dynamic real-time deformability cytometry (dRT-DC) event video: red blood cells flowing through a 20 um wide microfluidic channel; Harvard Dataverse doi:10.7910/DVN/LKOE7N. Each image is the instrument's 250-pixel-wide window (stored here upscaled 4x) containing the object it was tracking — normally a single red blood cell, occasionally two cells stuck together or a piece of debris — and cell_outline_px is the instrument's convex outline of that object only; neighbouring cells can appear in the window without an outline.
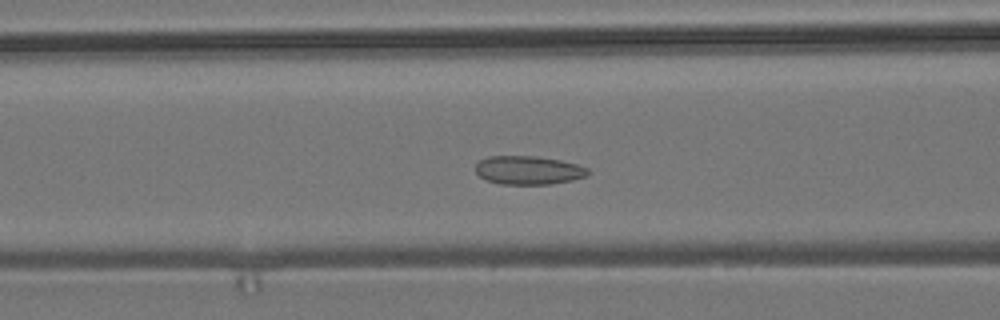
{"species": "common noctule bat (a hibernating species)", "species_latin": "Nyctalus noctula", "temperature_condition": "room temperature", "stored_images_in_passage": 53, "camera_frame_rate_fps": 3000, "um_per_image_px": 0.085, "animal": {"sex": "male", "body_mass_g": 19.2, "forearm_length_mm": 51.8}, "frame": {"image": 1, "passage_image": 20, "time_ms": 6.333, "image_size_px": [1000, 320], "cell_outline_px": [[588, 172], [584, 176], [572, 180], [548, 184], [500, 184], [484, 180], [476, 172], [476, 164], [480, 160], [488, 156], [536, 156], [560, 160], [576, 164], [588, 168]], "centroid_in_image_um": [44.86, 14.46], "position_along_channel_um": 121.7, "area_um2": 18.61}}
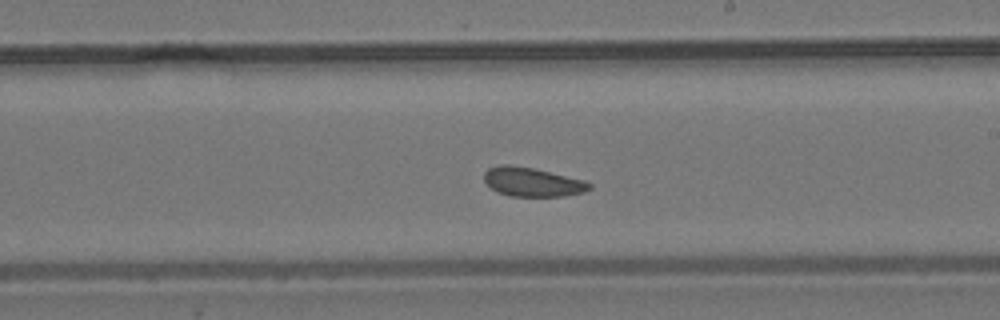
{"frame": {"image": 2, "passage_image": 30, "time_ms": 9.667, "image_size_px": [1000, 320], "cell_outline_px": [[592, 188], [584, 192], [564, 196], [508, 196], [496, 192], [484, 180], [484, 172], [488, 168], [500, 164], [508, 164], [532, 168], [584, 180], [592, 184]], "centroid_in_image_um": [45.23, 15.47], "position_along_channel_um": 243.8, "area_um2": 17.8}}
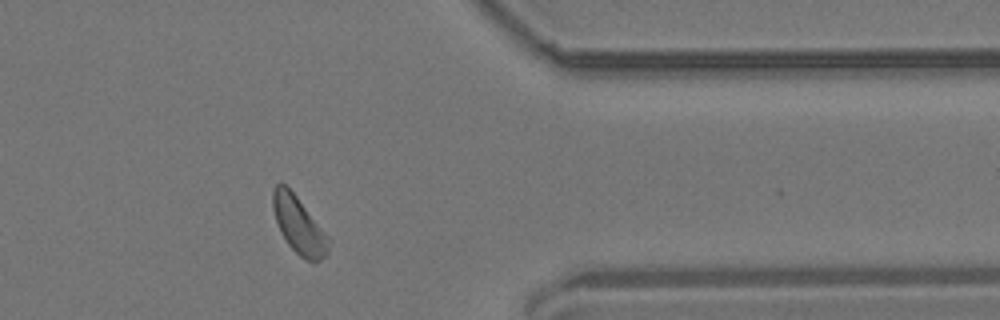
{"frame": {"image": 3, "passage_image": 43, "time_ms": 14.0, "image_size_px": [1000, 320], "cell_outline_px": [[332, 240], [328, 252], [320, 260], [308, 260], [300, 256], [288, 244], [280, 232], [272, 208], [272, 192], [276, 184], [280, 180], [296, 196]], "centroid_in_image_um": [25.4, 19.12], "position_along_channel_um": 386.0, "area_um2": 18.38}, "authors_computed_cell_mechanics": {"area_um2": 18.6116, "velocity_mm_per_s": 3.6698, "shape_relaxation_time_tau1_ms": null, "shape_relaxation_time_tau2_ms": 2.6129, "deformation_change_tau1": null, "deformation_change_tau2": 0.0849}}